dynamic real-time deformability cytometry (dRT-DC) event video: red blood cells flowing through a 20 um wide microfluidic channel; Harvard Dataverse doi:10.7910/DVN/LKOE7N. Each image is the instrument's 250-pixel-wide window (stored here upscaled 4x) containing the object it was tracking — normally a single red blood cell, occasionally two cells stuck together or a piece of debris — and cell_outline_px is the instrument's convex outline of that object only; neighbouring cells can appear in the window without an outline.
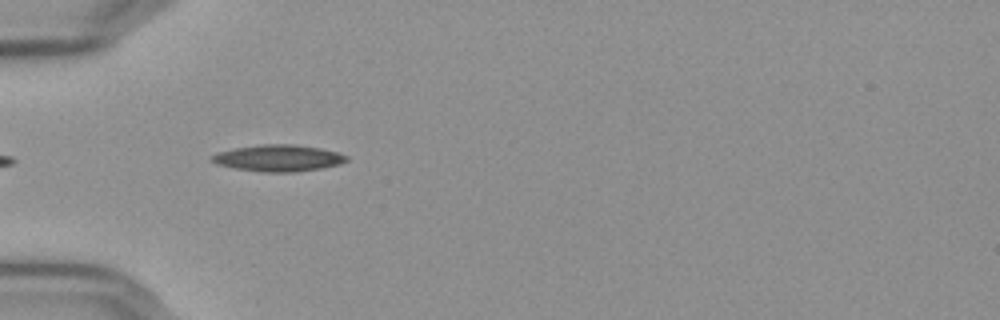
{"species": "Egyptian fruit bat (a non-hibernating species)", "species_latin": "Rousettus aegyptiacus", "temperature_condition": "cold", "stored_images_in_passage": 6, "camera_frame_rate_fps": 3000, "um_per_image_px": 0.085, "frame": {"image": 1, "passage_image": 3, "time_ms": 0.667, "image_size_px": [1000, 320], "cell_outline_px": [[348, 160], [340, 164], [324, 168], [296, 172], [264, 172], [236, 168], [216, 164], [208, 160], [216, 152], [236, 148], [264, 144], [292, 144], [320, 148], [336, 152], [348, 156]], "centroid_in_image_um": [23.66, 13.44], "position_along_channel_um": 61.3, "area_um2": 20.87}}